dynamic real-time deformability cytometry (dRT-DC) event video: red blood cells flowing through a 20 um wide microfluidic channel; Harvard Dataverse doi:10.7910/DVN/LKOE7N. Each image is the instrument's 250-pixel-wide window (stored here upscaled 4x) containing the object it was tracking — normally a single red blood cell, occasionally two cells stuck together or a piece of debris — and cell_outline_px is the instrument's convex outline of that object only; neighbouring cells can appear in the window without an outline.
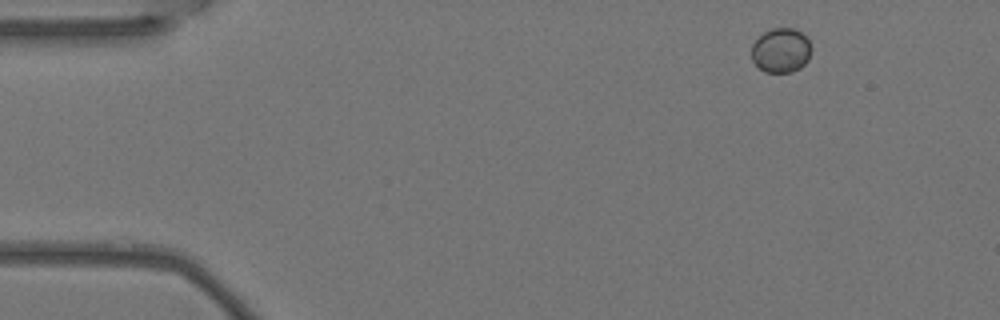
{"species": "Egyptian fruit bat (a non-hibernating species)", "species_latin": "Rousettus aegyptiacus", "temperature_condition": "warm", "stored_images_in_passage": 4, "camera_frame_rate_fps": 3000, "um_per_image_px": 0.085, "animal": {"sex": "female"}, "frame": {"image": 1, "passage_image": 1, "time_ms": 0.0, "image_size_px": [1000, 320], "cell_outline_px": [[812, 48], [808, 60], [800, 68], [792, 72], [764, 72], [752, 60], [752, 44], [764, 32], [772, 28], [796, 28], [812, 44]], "centroid_in_image_um": [66.4, 4.28], "position_along_channel_um": 18.6, "area_um2": 15.55}}
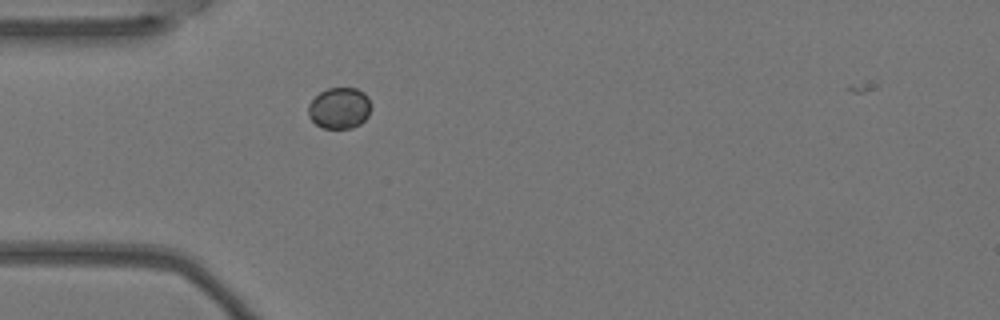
{"frame": {"image": 2, "passage_image": 4, "time_ms": 1.0, "image_size_px": [1000, 320], "cell_outline_px": [[372, 108], [368, 116], [360, 124], [352, 128], [324, 128], [316, 124], [308, 116], [308, 104], [320, 92], [328, 88], [356, 88], [364, 92], [368, 96]], "centroid_in_image_um": [28.87, 9.18], "position_along_channel_um": 56.1, "area_um2": 15.2}}